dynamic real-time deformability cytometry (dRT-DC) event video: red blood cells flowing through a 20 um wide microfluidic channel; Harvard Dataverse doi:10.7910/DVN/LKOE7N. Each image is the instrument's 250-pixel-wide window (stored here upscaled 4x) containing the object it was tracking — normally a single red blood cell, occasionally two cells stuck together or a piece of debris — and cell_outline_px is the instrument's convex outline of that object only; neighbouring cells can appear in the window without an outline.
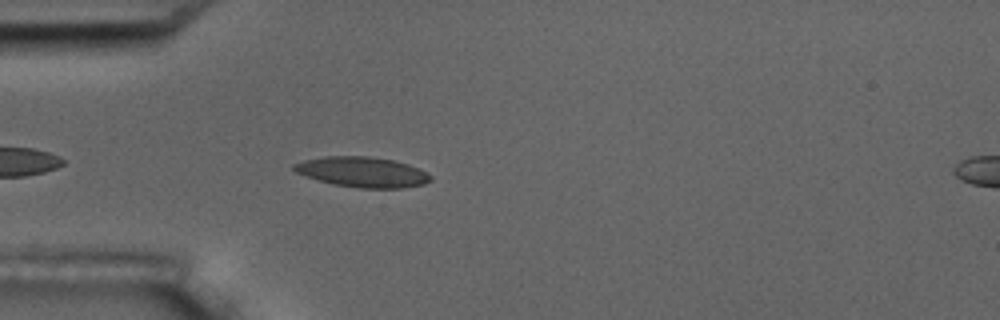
{"species": "common noctule bat (a hibernating species)", "species_latin": "Nyctalus noctula", "temperature_condition": "room temperature", "stored_images_in_passage": 5, "camera_frame_rate_fps": 3000, "um_per_image_px": 0.085, "animal": {"sex": "male", "body_mass_g": 17.5, "forearm_length_mm": 52.3}, "frame": {"image": 1, "passage_image": 5, "time_ms": 4.667, "image_size_px": [1000, 320], "cell_outline_px": [[432, 180], [424, 184], [400, 188], [360, 188], [332, 184], [296, 172], [292, 168], [292, 164], [304, 160], [324, 156], [368, 156], [392, 160], [408, 164], [428, 172], [432, 176]], "centroid_in_image_um": [30.83, 14.62], "position_along_channel_um": 54.2, "area_um2": 24.04}}